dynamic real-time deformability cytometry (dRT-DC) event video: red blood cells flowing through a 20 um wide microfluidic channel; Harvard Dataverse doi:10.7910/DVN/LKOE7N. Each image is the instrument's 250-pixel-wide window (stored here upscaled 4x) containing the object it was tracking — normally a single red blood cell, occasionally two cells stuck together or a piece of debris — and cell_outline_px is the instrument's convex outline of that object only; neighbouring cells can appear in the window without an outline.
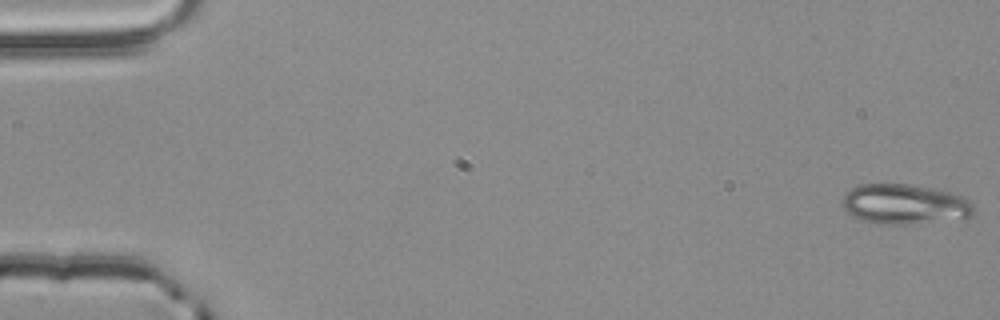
{"species": "common noctule bat (a hibernating species)", "species_latin": "Nyctalus noctula", "temperature_condition": "room temperature", "stored_images_in_passage": 53, "camera_frame_rate_fps": 3000, "um_per_image_px": 0.085, "animal": {"sex": "male", "body_mass_g": 20.4}, "frame": {"image": 1, "passage_image": 1, "time_ms": 0.0, "image_size_px": [1000, 320], "cell_outline_px": [[972, 216], [964, 220], [904, 224], [884, 224], [860, 220], [852, 216], [840, 204], [840, 200], [844, 192], [856, 184], [912, 184], [936, 188], [952, 192], [964, 196], [972, 204]], "centroid_in_image_um": [76.89, 17.35], "position_along_channel_um": 8.1, "area_um2": 31.5}}
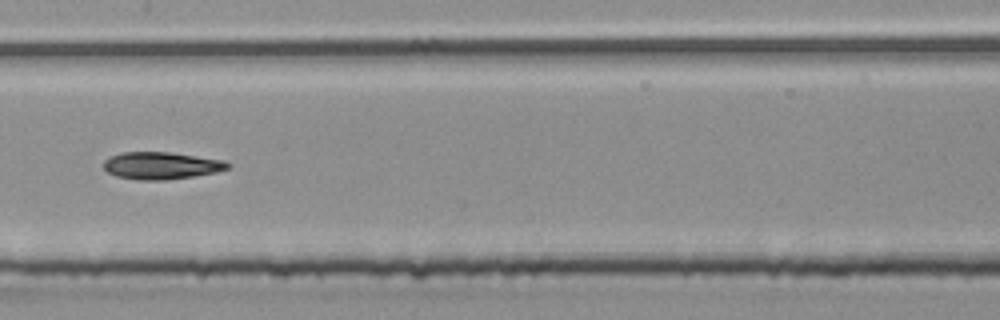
{"frame": {"image": 2, "passage_image": 28, "time_ms": 9.0, "image_size_px": [1000, 320], "cell_outline_px": [[232, 164], [228, 168], [216, 172], [192, 176], [164, 180], [140, 180], [116, 176], [108, 172], [104, 168], [104, 160], [108, 156], [120, 152], [168, 152], [224, 160]], "centroid_in_image_um": [13.68, 14.07], "position_along_channel_um": 193.7, "area_um2": 19.65}}
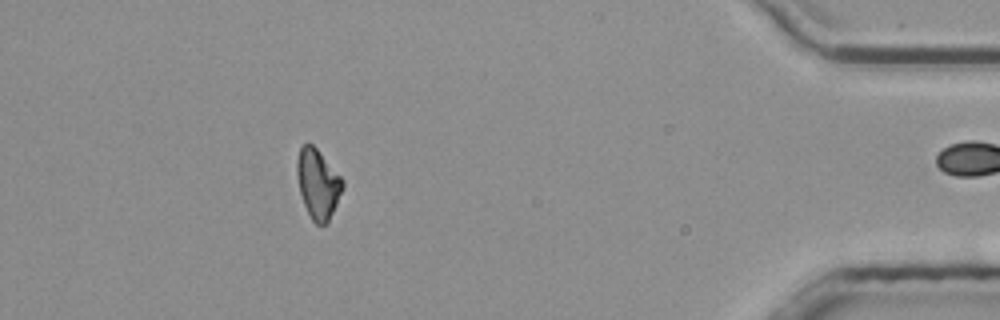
{"frame": {"image": 3, "passage_image": 49, "time_ms": 16.0, "image_size_px": [1000, 320], "cell_outline_px": [[344, 188], [328, 224], [316, 224], [312, 220], [304, 204], [300, 192], [296, 172], [296, 160], [300, 148], [304, 144], [312, 144], [316, 148], [344, 180]], "centroid_in_image_um": [27.03, 15.64], "position_along_channel_um": 408.2, "area_um2": 18.5}, "authors_computed_cell_mechanics": {"area_um2": 19.652, "velocity_mm_per_s": 3.8711, "shape_relaxation_time_tau1_ms": null, "shape_relaxation_time_tau2_ms": 2.6573, "deformation_change_tau1": null, "deformation_change_tau2": 0.0759}}